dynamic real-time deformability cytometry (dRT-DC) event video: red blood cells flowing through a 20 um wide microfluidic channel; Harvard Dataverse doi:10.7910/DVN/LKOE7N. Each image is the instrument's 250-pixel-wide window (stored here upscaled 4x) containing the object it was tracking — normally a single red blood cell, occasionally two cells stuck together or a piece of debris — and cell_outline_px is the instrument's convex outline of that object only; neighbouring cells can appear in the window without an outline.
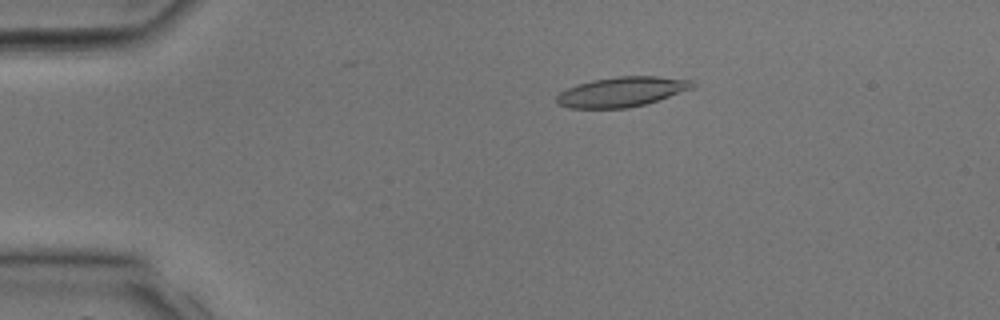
{"species": "common noctule bat (a hibernating species)", "species_latin": "Nyctalus noctula", "temperature_condition": "room temperature", "stored_images_in_passage": 33, "camera_frame_rate_fps": 3000, "um_per_image_px": 0.085, "animal": {"sex": "male", "body_mass_g": 17.9, "forearm_length_mm": 54.2}, "frame": {"image": 1, "passage_image": 7, "time_ms": 2.0, "image_size_px": [1000, 320], "cell_outline_px": [[696, 84], [692, 88], [644, 104], [628, 108], [568, 108], [556, 104], [556, 96], [560, 92], [576, 84], [592, 80], [616, 76], [656, 76], [692, 80]], "centroid_in_image_um": [52.79, 7.8], "position_along_channel_um": 32.2, "area_um2": 23.52}}
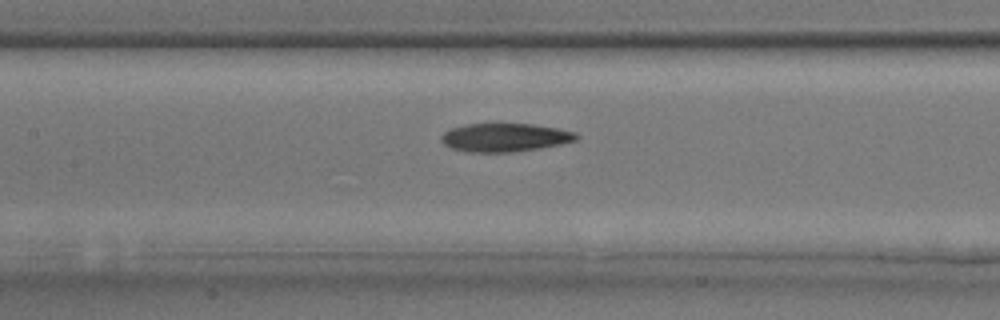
{"frame": {"image": 2, "passage_image": 16, "time_ms": 5.0, "image_size_px": [1000, 320], "cell_outline_px": [[580, 136], [576, 140], [560, 144], [540, 148], [512, 152], [468, 152], [448, 148], [440, 140], [440, 136], [444, 132], [452, 128], [464, 124], [532, 124], [556, 128], [576, 132]], "centroid_in_image_um": [42.88, 11.69], "position_along_channel_um": 164.5, "area_um2": 22.43}}
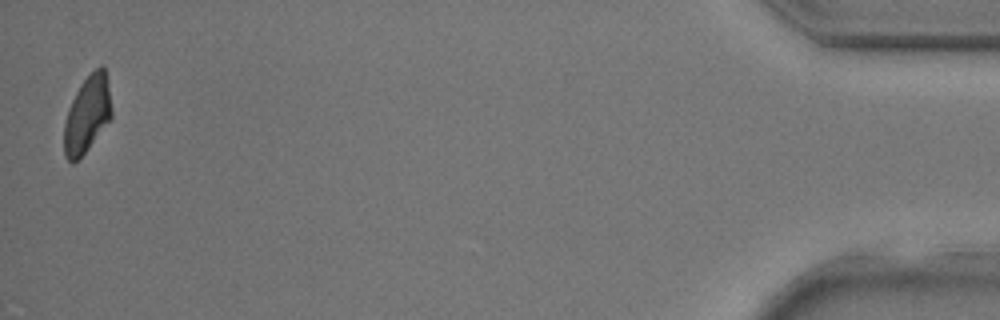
{"frame": {"image": 3, "passage_image": 33, "time_ms": 10.667, "image_size_px": [1000, 320], "cell_outline_px": [[112, 116], [88, 148], [72, 164], [64, 156], [64, 124], [68, 108], [80, 84], [100, 64], [104, 64], [112, 108]], "centroid_in_image_um": [7.4, 9.7], "position_along_channel_um": 427.8, "area_um2": 20.98}}